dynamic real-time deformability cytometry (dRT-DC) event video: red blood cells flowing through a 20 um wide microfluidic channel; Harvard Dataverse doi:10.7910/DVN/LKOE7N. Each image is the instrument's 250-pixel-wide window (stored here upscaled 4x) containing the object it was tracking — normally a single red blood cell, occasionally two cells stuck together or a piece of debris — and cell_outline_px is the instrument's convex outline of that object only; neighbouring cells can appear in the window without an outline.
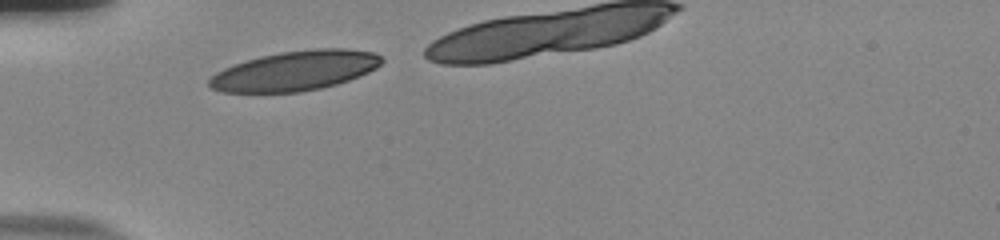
{"species": "human", "species_latin": "Homo sapiens", "temperature_condition": "room temperature", "stored_images_in_passage": 9, "camera_frame_rate_fps": 3000, "um_per_image_px": 0.085, "donor": {"sex": "male"}, "frame": {"image": 1, "passage_image": 1, "time_ms": 0.0, "image_size_px": [1000, 240], "cell_outline_px": [[384, 60], [376, 68], [360, 76], [336, 84], [320, 88], [300, 92], [220, 92], [208, 88], [208, 80], [216, 72], [232, 64], [260, 56], [280, 52], [316, 48], [344, 48], [376, 52]], "centroid_in_image_um": [25.07, 6.01], "position_along_channel_um": 59.9, "area_um2": 40.11}}
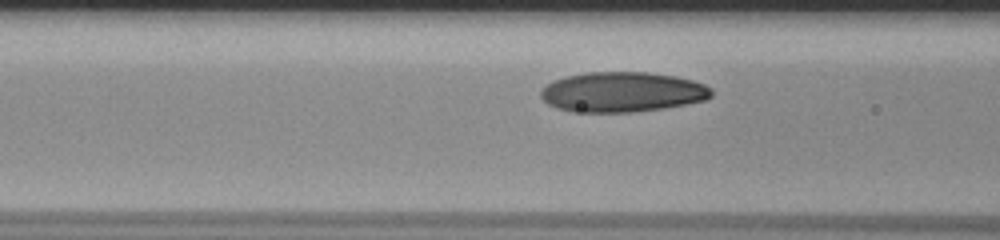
{"frame": {"image": 2, "passage_image": 6, "time_ms": 1.667, "image_size_px": [1000, 240], "cell_outline_px": [[712, 96], [704, 100], [664, 108], [632, 112], [572, 112], [556, 108], [548, 104], [540, 96], [540, 92], [548, 84], [564, 76], [584, 72], [648, 72], [676, 76], [692, 80], [704, 84], [712, 88]], "centroid_in_image_um": [52.89, 7.82], "position_along_channel_um": 113.7, "area_um2": 39.94}}